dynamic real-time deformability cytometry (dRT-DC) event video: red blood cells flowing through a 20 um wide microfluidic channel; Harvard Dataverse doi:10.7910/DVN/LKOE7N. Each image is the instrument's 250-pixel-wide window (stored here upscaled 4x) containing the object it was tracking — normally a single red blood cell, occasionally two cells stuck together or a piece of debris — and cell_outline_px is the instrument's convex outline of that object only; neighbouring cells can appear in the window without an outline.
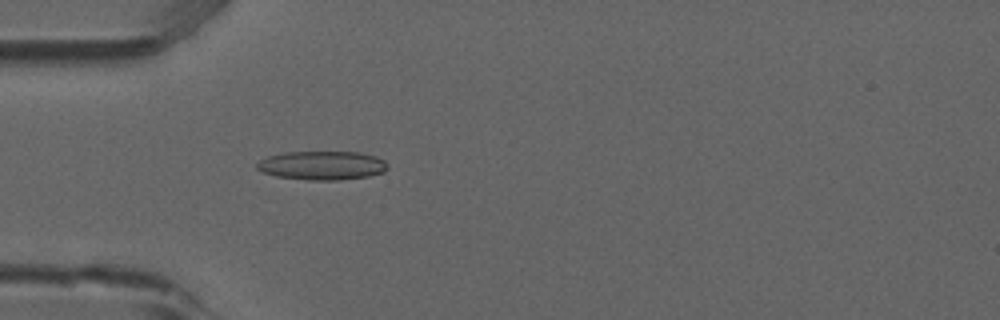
{"species": "common noctule bat (a hibernating species)", "species_latin": "Nyctalus noctula", "temperature_condition": "room temperature", "stored_images_in_passage": 3, "camera_frame_rate_fps": 3000, "um_per_image_px": 0.085, "animal": {"sex": "male", "forearm_length_mm": 52.5}, "frame": {"image": 1, "passage_image": 3, "time_ms": 0.667, "image_size_px": [1000, 320], "cell_outline_px": [[388, 168], [384, 172], [368, 176], [336, 180], [308, 180], [276, 176], [264, 172], [256, 168], [256, 164], [260, 160], [268, 156], [284, 152], [360, 152], [376, 156], [384, 160], [388, 164]], "centroid_in_image_um": [27.4, 14.06], "position_along_channel_um": 57.6, "area_um2": 21.96}}